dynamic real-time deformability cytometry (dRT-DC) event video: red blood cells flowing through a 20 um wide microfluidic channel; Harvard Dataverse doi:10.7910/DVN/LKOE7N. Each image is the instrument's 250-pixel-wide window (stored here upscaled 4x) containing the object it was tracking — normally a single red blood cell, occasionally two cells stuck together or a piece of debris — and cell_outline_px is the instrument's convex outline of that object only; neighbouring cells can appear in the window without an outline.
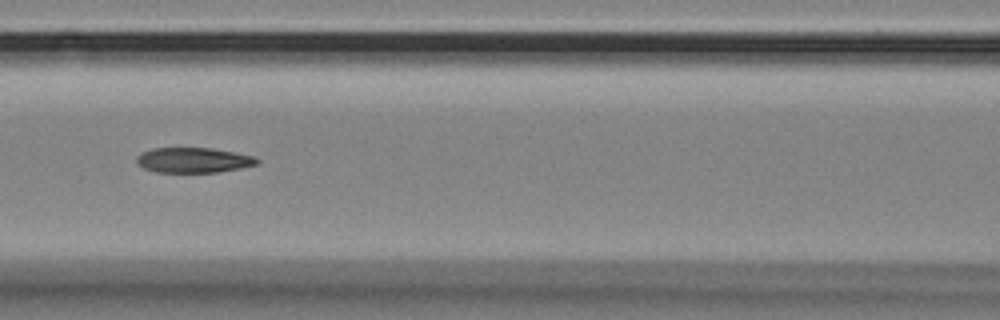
{"species": "Egyptian fruit bat (a non-hibernating species)", "species_latin": "Rousettus aegyptiacus", "temperature_condition": "room temperature", "stored_images_in_passage": 6, "segment_of_instrument_passage": [1, 2], "camera_frame_rate_fps": 3000, "um_per_image_px": 0.085, "animal": {"sex": "female"}, "frame": {"image": 1, "passage_image": 3, "time_ms": 2.333, "image_size_px": [1000, 320], "cell_outline_px": [[260, 160], [256, 164], [240, 168], [216, 172], [156, 172], [144, 168], [136, 164], [136, 156], [152, 148], [212, 148], [256, 156]], "centroid_in_image_um": [16.44, 13.61], "position_along_channel_um": 150.2, "area_um2": 17.63}}
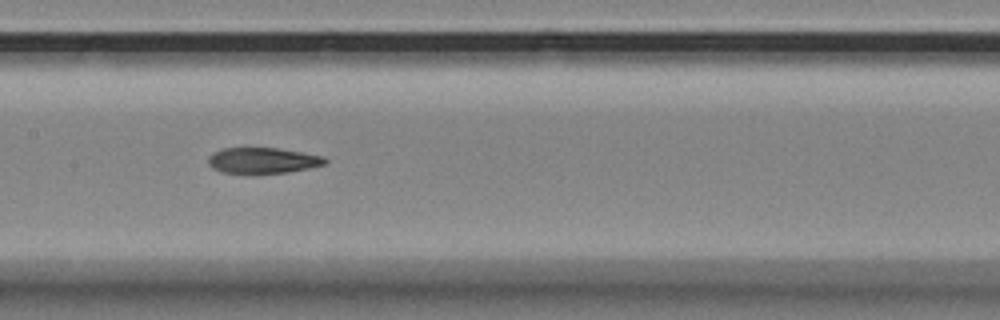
{"frame": {"image": 2, "passage_image": 4, "time_ms": 3.333, "image_size_px": [1000, 320], "cell_outline_px": [[328, 160], [324, 164], [308, 168], [288, 172], [220, 172], [212, 168], [208, 164], [208, 156], [212, 152], [224, 148], [276, 148], [304, 152], [324, 156]], "centroid_in_image_um": [22.32, 13.62], "position_along_channel_um": 185.1, "area_um2": 17.34}}
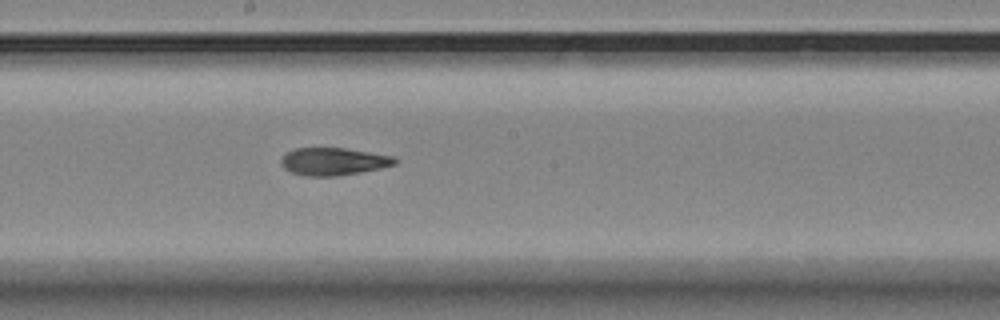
{"frame": {"image": 3, "passage_image": 5, "time_ms": 4.333, "image_size_px": [1000, 320], "cell_outline_px": [[396, 164], [380, 168], [360, 172], [336, 176], [304, 176], [292, 172], [284, 168], [280, 164], [280, 160], [288, 152], [296, 148], [344, 148], [396, 156]], "centroid_in_image_um": [28.35, 13.72], "position_along_channel_um": 219.8, "area_um2": 18.21}}